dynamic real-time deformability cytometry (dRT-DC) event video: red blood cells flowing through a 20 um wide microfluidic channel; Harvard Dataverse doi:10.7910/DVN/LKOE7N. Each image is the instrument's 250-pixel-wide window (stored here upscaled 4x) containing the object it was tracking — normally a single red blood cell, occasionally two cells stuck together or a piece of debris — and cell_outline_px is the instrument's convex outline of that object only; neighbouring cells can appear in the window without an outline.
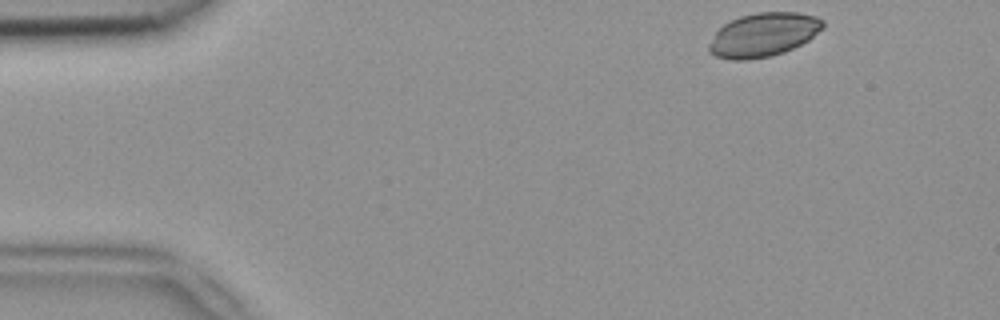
{"species": "common noctule bat (a hibernating species)", "species_latin": "Nyctalus noctula", "temperature_condition": "room temperature", "stored_images_in_passage": 47, "camera_frame_rate_fps": 3000, "um_per_image_px": 0.085, "animal": {"sex": "female", "body_mass_g": 18.4}, "frame": {"image": 1, "passage_image": 1, "time_ms": 0.0, "image_size_px": [1000, 320], "cell_outline_px": [[824, 28], [808, 40], [784, 52], [772, 56], [748, 60], [732, 60], [716, 56], [708, 52], [708, 44], [716, 32], [724, 24], [740, 16], [756, 12], [796, 12], [816, 16], [824, 20]], "centroid_in_image_um": [64.89, 2.96], "position_along_channel_um": 20.1, "area_um2": 29.13}}
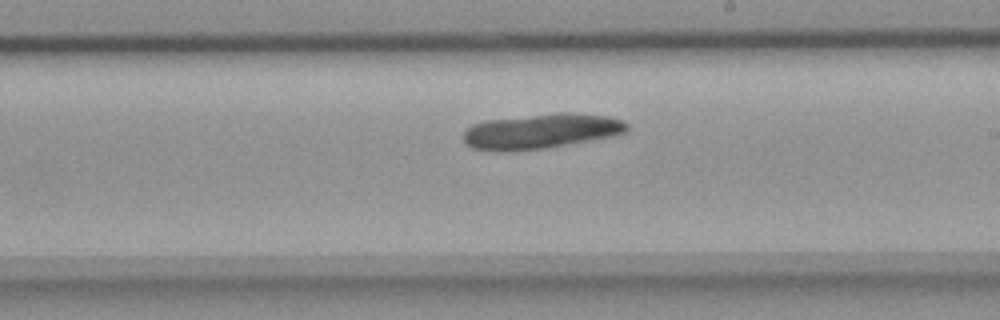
{"frame": {"image": 2, "passage_image": 25, "time_ms": 8.0, "image_size_px": [1000, 320], "cell_outline_px": [[628, 128], [624, 132], [608, 136], [588, 140], [544, 148], [508, 152], [472, 148], [464, 140], [464, 132], [472, 124], [488, 120], [560, 112], [564, 112], [608, 116], [624, 120], [628, 124]], "centroid_in_image_um": [45.97, 11.14], "position_along_channel_um": 243.0, "area_um2": 32.83}}
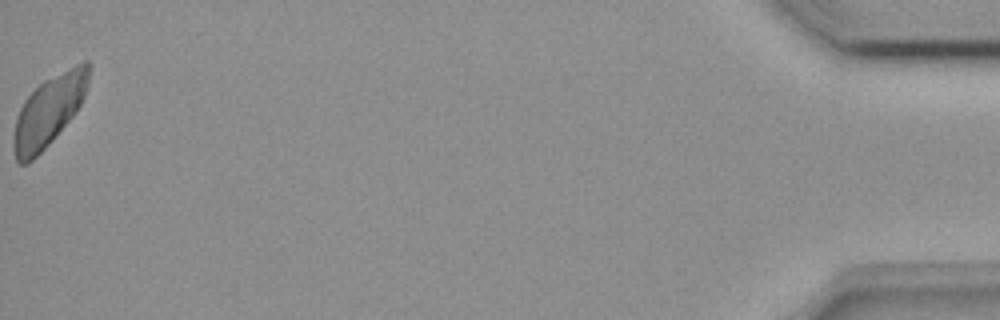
{"frame": {"image": 3, "passage_image": 47, "time_ms": 15.333, "image_size_px": [1000, 320], "cell_outline_px": [[88, 84], [84, 96], [76, 112], [52, 140], [28, 164], [20, 164], [16, 160], [16, 116], [24, 100], [44, 80], [84, 60], [88, 60]], "centroid_in_image_um": [4.18, 9.38], "position_along_channel_um": 431.0, "area_um2": 29.77}}